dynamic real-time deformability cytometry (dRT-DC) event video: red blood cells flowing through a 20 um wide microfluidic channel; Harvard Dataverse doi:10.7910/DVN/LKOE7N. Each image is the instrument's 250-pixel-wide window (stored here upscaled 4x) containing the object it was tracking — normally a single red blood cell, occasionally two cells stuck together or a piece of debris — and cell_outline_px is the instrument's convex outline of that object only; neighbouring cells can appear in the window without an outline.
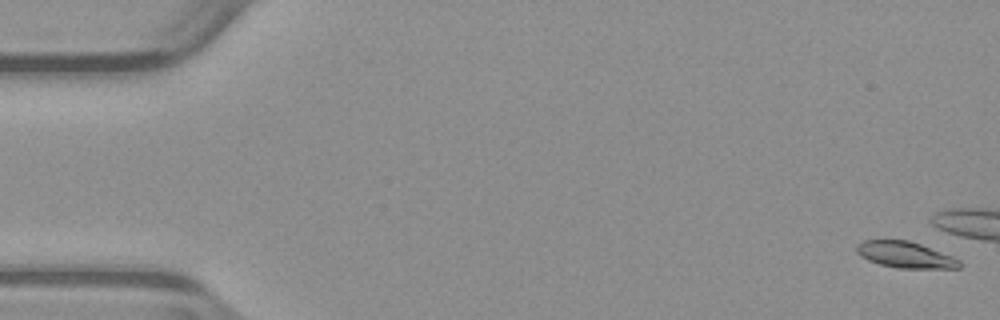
{"species": "common noctule bat (a hibernating species)", "species_latin": "Nyctalus noctula", "temperature_condition": "warm", "stored_images_in_passage": 10, "camera_frame_rate_fps": 3000, "um_per_image_px": 0.085, "animal": {"sex": "male", "body_mass_g": 23.1, "forearm_length_mm": 52.7}, "frame": {"image": 1, "passage_image": 2, "time_ms": 0.333, "image_size_px": [1000, 320], "cell_outline_px": [[960, 268], [896, 268], [880, 264], [868, 260], [860, 256], [856, 252], [856, 244], [864, 240], [908, 240], [920, 244], [952, 256], [960, 260]], "centroid_in_image_um": [76.92, 21.65], "position_along_channel_um": 8.1, "area_um2": 15.66}}